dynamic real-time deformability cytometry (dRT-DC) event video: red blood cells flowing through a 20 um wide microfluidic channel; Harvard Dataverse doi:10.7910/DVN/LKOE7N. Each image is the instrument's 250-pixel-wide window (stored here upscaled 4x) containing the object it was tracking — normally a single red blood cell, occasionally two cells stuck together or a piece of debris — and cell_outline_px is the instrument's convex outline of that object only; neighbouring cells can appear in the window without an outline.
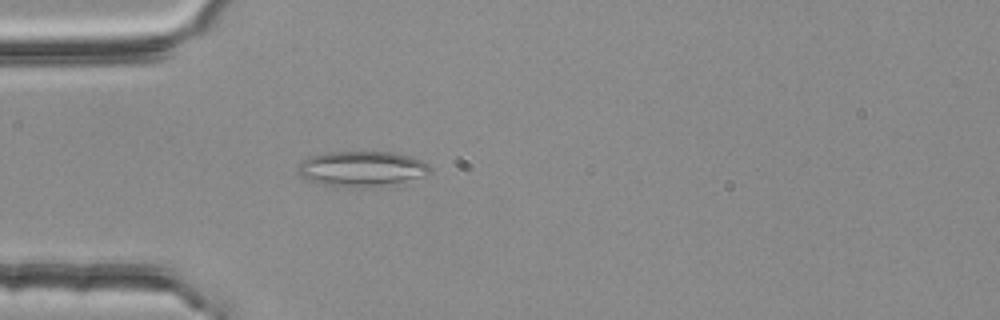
{"species": "common noctule bat (a hibernating species)", "species_latin": "Nyctalus noctula", "temperature_condition": "room temperature", "stored_images_in_passage": 2, "camera_frame_rate_fps": 3000, "um_per_image_px": 0.085, "animal": {"sex": "female", "body_mass_g": 25.1}, "frame": {"image": 1, "passage_image": 2, "time_ms": 0.333, "image_size_px": [1000, 320], "cell_outline_px": [[432, 168], [424, 176], [404, 180], [360, 188], [324, 184], [300, 176], [296, 172], [300, 160], [308, 156], [324, 152], [396, 152], [420, 160], [428, 164]], "centroid_in_image_um": [30.67, 14.31], "position_along_channel_um": 54.3, "area_um2": 26.76}}